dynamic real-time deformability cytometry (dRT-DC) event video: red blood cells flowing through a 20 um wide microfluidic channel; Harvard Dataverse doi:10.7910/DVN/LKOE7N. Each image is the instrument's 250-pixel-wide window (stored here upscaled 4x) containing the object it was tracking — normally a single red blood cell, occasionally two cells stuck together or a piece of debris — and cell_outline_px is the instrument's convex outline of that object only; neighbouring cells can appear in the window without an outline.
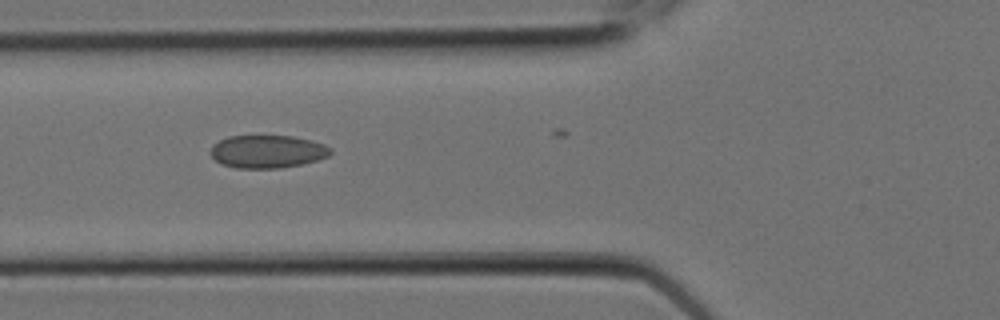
{"species": "Egyptian fruit bat (a non-hibernating species)", "species_latin": "Rousettus aegyptiacus", "temperature_condition": "room temperature", "stored_images_in_passage": 7, "camera_frame_rate_fps": 3000, "um_per_image_px": 0.085, "animal": {"sex": "female"}, "frame": {"image": 1, "passage_image": 6, "time_ms": 1.667, "image_size_px": [1000, 320], "cell_outline_px": [[332, 152], [328, 156], [316, 160], [300, 164], [280, 168], [236, 168], [220, 164], [208, 152], [212, 144], [228, 136], [292, 136], [312, 140], [324, 144], [332, 148]], "centroid_in_image_um": [22.7, 12.88], "position_along_channel_um": 103.1, "area_um2": 23.12}}
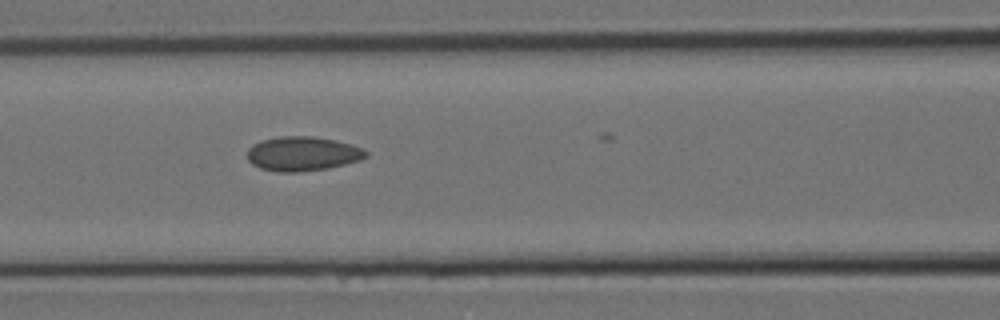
{"frame": {"image": 2, "passage_image": 7, "time_ms": 2.0, "image_size_px": [1000, 320], "cell_outline_px": [[368, 156], [360, 160], [328, 168], [296, 172], [280, 172], [260, 168], [252, 164], [248, 160], [248, 148], [252, 144], [260, 140], [280, 136], [312, 136], [336, 140], [352, 144], [364, 148], [368, 152]], "centroid_in_image_um": [25.73, 13.05], "position_along_channel_um": 140.9, "area_um2": 23.93}}